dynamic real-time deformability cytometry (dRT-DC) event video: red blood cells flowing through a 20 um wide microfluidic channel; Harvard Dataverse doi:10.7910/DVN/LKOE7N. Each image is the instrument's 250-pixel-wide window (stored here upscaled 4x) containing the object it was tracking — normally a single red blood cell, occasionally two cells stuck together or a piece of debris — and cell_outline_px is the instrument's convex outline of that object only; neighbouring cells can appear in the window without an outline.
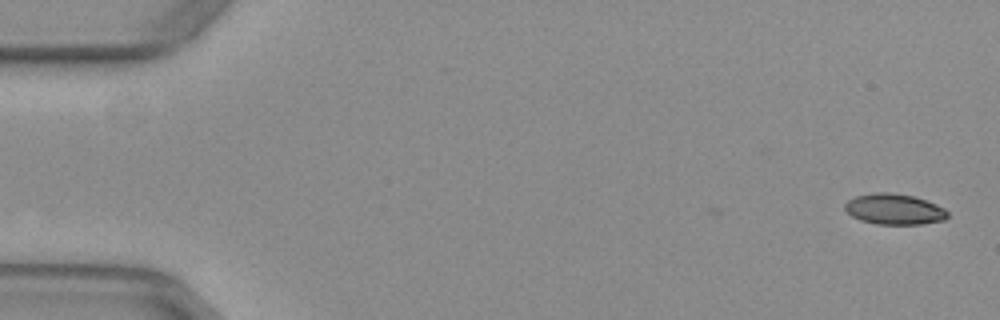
{"species": "common noctule bat (a hibernating species)", "species_latin": "Nyctalus noctula", "temperature_condition": "warm", "stored_images_in_passage": 3, "camera_frame_rate_fps": 3000, "um_per_image_px": 0.085, "animal": {"sex": "female", "body_mass_g": 29.2, "forearm_length_mm": 56.3}, "frame": {"image": 1, "passage_image": 1, "time_ms": 0.0, "image_size_px": [1000, 320], "cell_outline_px": [[948, 216], [944, 220], [920, 224], [876, 224], [860, 220], [852, 216], [844, 208], [844, 204], [848, 200], [856, 196], [876, 192], [888, 192], [912, 196], [936, 204], [944, 208], [948, 212]], "centroid_in_image_um": [76.0, 17.78], "position_along_channel_um": 9.0, "area_um2": 18.26}}